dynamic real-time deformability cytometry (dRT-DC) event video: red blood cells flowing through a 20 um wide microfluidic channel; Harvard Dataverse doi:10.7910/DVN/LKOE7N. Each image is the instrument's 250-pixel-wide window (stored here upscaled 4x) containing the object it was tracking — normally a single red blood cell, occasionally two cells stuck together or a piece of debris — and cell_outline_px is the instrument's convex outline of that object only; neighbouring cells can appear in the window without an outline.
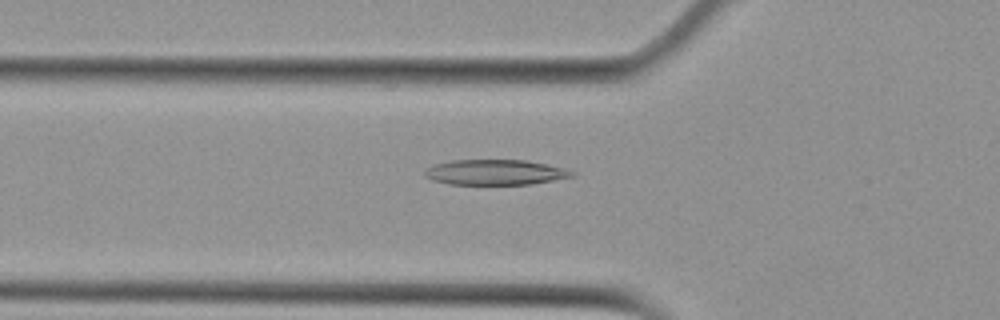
{"species": "Egyptian fruit bat (a non-hibernating species)", "species_latin": "Rousettus aegyptiacus", "temperature_condition": "cold", "stored_images_in_passage": 40, "camera_frame_rate_fps": 3000, "um_per_image_px": 0.085, "animal": {"sex": "female"}, "frame": {"image": 1, "passage_image": 5, "time_ms": 1.333, "image_size_px": [1000, 320], "cell_outline_px": [[576, 176], [532, 184], [448, 184], [432, 180], [424, 176], [424, 168], [436, 164], [452, 160], [524, 160], [564, 168], [576, 172]], "centroid_in_image_um": [42.08, 14.65], "position_along_channel_um": 83.7, "area_um2": 21.73}}
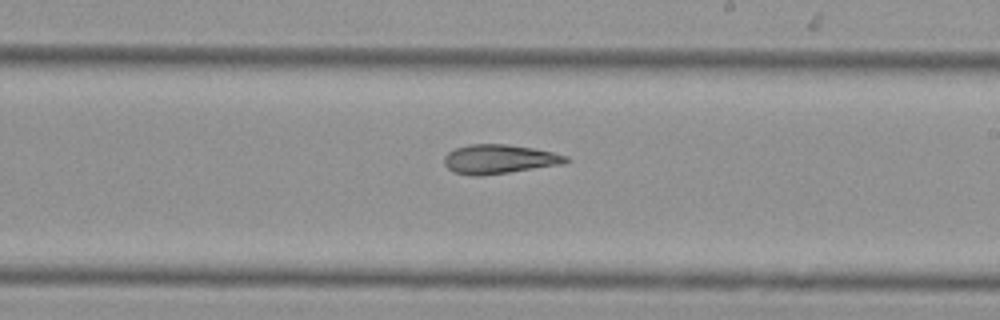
{"frame": {"image": 2, "passage_image": 18, "time_ms": 5.667, "image_size_px": [1000, 320], "cell_outline_px": [[568, 160], [564, 164], [480, 176], [472, 176], [452, 172], [444, 164], [444, 156], [448, 152], [456, 148], [468, 144], [508, 144], [532, 148], [552, 152], [568, 156]], "centroid_in_image_um": [42.39, 13.53], "position_along_channel_um": 246.6, "area_um2": 20.69}}
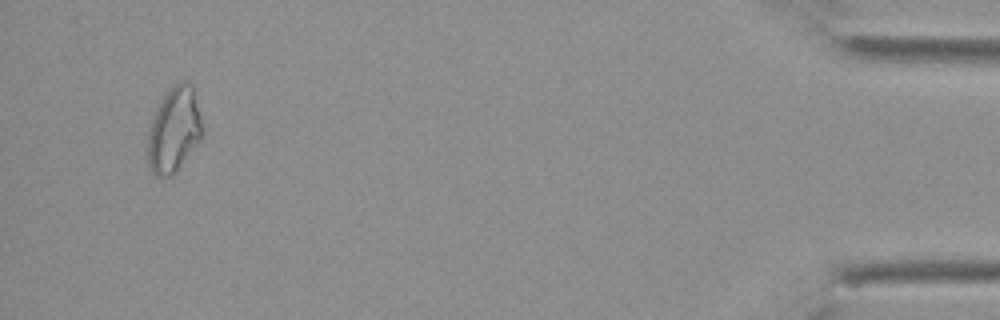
{"frame": {"image": 3, "passage_image": 38, "time_ms": 12.333, "image_size_px": [1000, 320], "cell_outline_px": [[200, 136], [172, 176], [156, 176], [148, 168], [144, 148], [148, 128], [152, 116], [160, 100], [168, 88], [176, 80], [188, 80], [192, 84], [200, 116]], "centroid_in_image_um": [14.67, 10.99], "position_along_channel_um": 420.5, "area_um2": 27.28}, "authors_computed_cell_mechanics": {"area_um2": 21.4438, "velocity_mm_per_s": 3.754, "shape_relaxation_time_tau1_ms": 8.7086, "shape_relaxation_time_tau2_ms": 6.1383, "deformation_change_tau1": 0.2117, "deformation_change_tau2": 0.1646}}